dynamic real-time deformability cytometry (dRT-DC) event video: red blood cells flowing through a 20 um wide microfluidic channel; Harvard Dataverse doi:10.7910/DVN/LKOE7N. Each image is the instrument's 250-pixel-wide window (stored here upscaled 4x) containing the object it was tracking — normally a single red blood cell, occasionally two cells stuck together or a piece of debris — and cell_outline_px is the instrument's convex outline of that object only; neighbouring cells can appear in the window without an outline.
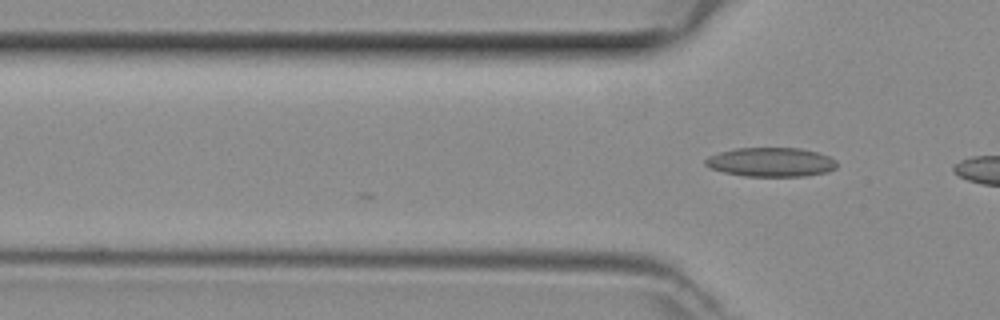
{"species": "common noctule bat (a hibernating species)", "species_latin": "Nyctalus noctula", "temperature_condition": "room temperature", "stored_images_in_passage": 2, "camera_frame_rate_fps": 3000, "um_per_image_px": 0.085, "animal": {"sex": "female", "body_mass_g": 29.2, "forearm_length_mm": 56.3}, "frame": {"image": 1, "passage_image": 2, "time_ms": 0.333, "image_size_px": [1000, 320], "cell_outline_px": [[836, 168], [824, 172], [804, 176], [744, 176], [724, 172], [712, 168], [704, 164], [704, 160], [708, 156], [720, 152], [736, 148], [800, 148], [816, 152], [828, 156], [836, 160]], "centroid_in_image_um": [65.51, 13.77], "position_along_channel_um": 60.3, "area_um2": 22.14}}